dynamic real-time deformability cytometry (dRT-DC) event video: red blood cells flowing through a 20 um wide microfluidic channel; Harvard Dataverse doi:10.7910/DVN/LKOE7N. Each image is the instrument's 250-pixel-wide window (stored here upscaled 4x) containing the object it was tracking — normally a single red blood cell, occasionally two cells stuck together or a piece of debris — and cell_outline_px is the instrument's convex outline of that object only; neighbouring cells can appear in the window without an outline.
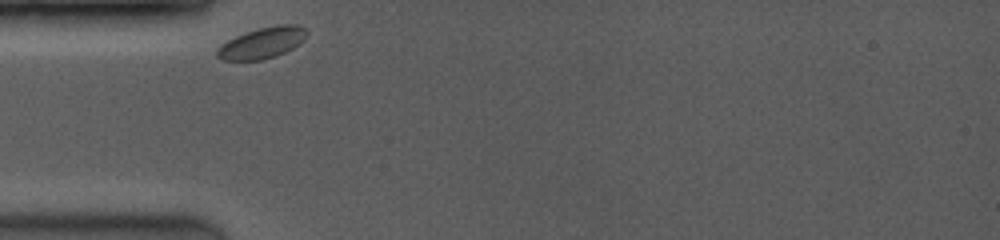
{"species": "common noctule bat (a hibernating species)", "species_latin": "Nyctalus noctula", "temperature_condition": "room temperature", "stored_images_in_passage": 27, "camera_frame_rate_fps": 3500, "um_per_image_px": 0.085, "animal": {"sex": "female", "body_mass_g": 19.0, "forearm_length_mm": 53.3}, "frame": {"image": 1, "passage_image": 1, "time_ms": 0.0, "image_size_px": [1000, 240], "cell_outline_px": [[308, 32], [304, 40], [292, 48], [276, 56], [260, 60], [220, 60], [216, 56], [216, 48], [220, 44], [244, 32], [276, 24], [296, 24], [308, 28]], "centroid_in_image_um": [22.28, 3.63], "position_along_channel_um": 62.7, "area_um2": 16.47}}
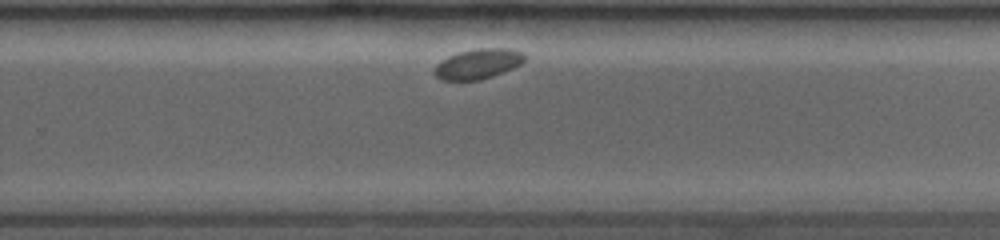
{"frame": {"image": 2, "passage_image": 19, "time_ms": 6.571, "image_size_px": [1000, 240], "cell_outline_px": [[524, 60], [520, 64], [512, 68], [492, 76], [480, 80], [440, 80], [432, 72], [436, 64], [440, 60], [448, 56], [460, 52], [476, 48], [508, 48], [520, 52], [524, 56]], "centroid_in_image_um": [40.56, 5.43], "position_along_channel_um": 289.2, "area_um2": 15.72}}
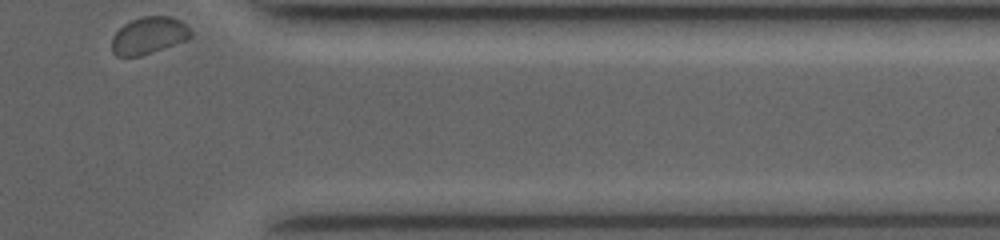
{"frame": {"image": 3, "passage_image": 27, "time_ms": 9.714, "image_size_px": [1000, 240], "cell_outline_px": [[192, 36], [188, 40], [140, 56], [116, 56], [112, 52], [112, 36], [124, 24], [132, 20], [144, 16], [172, 16], [180, 20], [192, 32]], "centroid_in_image_um": [12.66, 3.02], "position_along_channel_um": 398.7, "area_um2": 17.05}}